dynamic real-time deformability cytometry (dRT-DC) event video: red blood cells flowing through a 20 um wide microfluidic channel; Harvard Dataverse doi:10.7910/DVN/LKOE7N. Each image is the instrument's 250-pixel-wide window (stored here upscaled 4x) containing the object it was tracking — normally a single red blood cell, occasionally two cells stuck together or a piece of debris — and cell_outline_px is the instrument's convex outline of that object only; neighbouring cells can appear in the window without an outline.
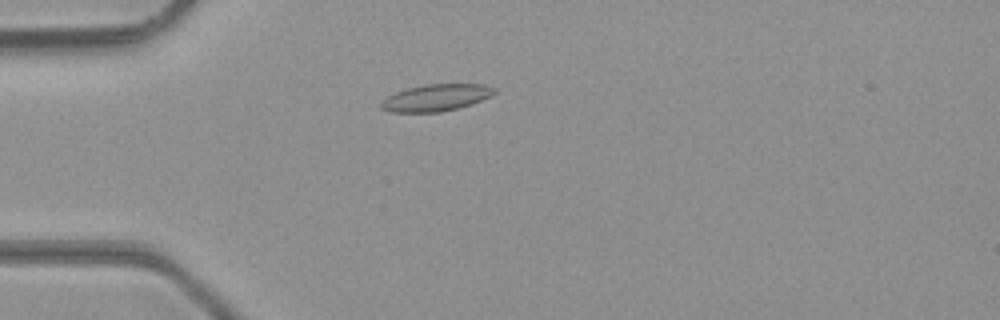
{"species": "common noctule bat (a hibernating species)", "species_latin": "Nyctalus noctula", "temperature_condition": "room temperature", "stored_images_in_passage": 4, "camera_frame_rate_fps": 3000, "um_per_image_px": 0.085, "animal": {"sex": "male", "body_mass_g": 23.1, "forearm_length_mm": 52.7}, "frame": {"image": 1, "passage_image": 4, "time_ms": 1.0, "image_size_px": [1000, 320], "cell_outline_px": [[496, 92], [492, 96], [472, 104], [440, 112], [392, 112], [380, 108], [380, 100], [396, 92], [408, 88], [424, 84], [484, 84], [496, 88]], "centroid_in_image_um": [37.07, 8.3], "position_along_channel_um": 47.9, "area_um2": 17.8}}